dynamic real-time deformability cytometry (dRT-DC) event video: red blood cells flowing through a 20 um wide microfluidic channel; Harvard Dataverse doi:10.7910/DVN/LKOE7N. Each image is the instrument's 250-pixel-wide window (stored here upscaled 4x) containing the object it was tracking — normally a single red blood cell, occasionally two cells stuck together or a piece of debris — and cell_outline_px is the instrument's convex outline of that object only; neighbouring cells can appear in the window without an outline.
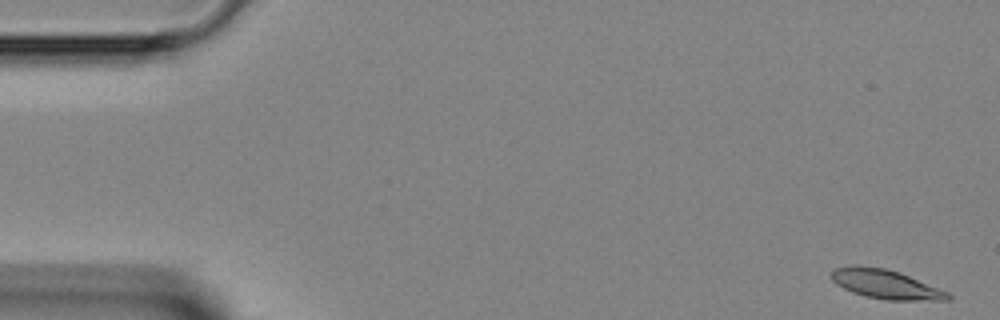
{"species": "Egyptian fruit bat (a non-hibernating species)", "species_latin": "Rousettus aegyptiacus", "temperature_condition": "room temperature", "stored_images_in_passage": 45, "camera_frame_rate_fps": 3000, "um_per_image_px": 0.085, "animal": {"sex": "female"}, "frame": {"image": 1, "passage_image": 1, "time_ms": 0.0, "image_size_px": [1000, 320], "cell_outline_px": [[952, 296], [948, 300], [884, 300], [864, 296], [852, 292], [836, 284], [832, 280], [832, 268], [852, 264], [856, 264], [884, 268], [900, 272], [948, 292]], "centroid_in_image_um": [75.24, 24.14], "position_along_channel_um": 9.8, "area_um2": 19.94}}
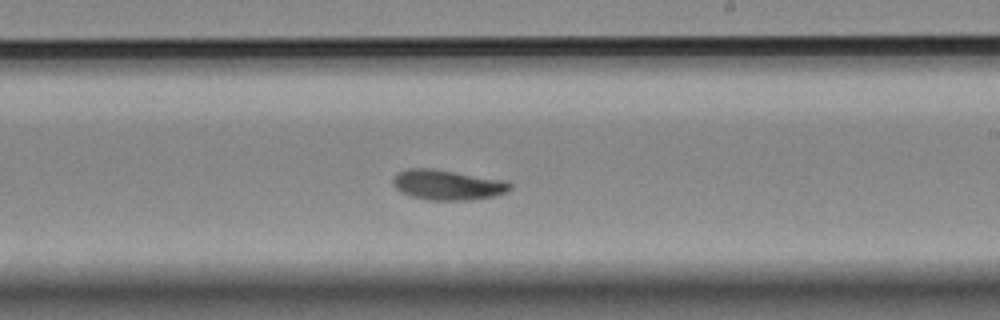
{"frame": {"image": 2, "passage_image": 26, "time_ms": 8.333, "image_size_px": [1000, 320], "cell_outline_px": [[512, 188], [504, 192], [492, 196], [472, 200], [424, 200], [400, 192], [392, 184], [392, 176], [396, 172], [408, 168], [432, 168], [508, 180], [512, 184]], "centroid_in_image_um": [38.0, 15.7], "position_along_channel_um": 251.0, "area_um2": 20.92}}
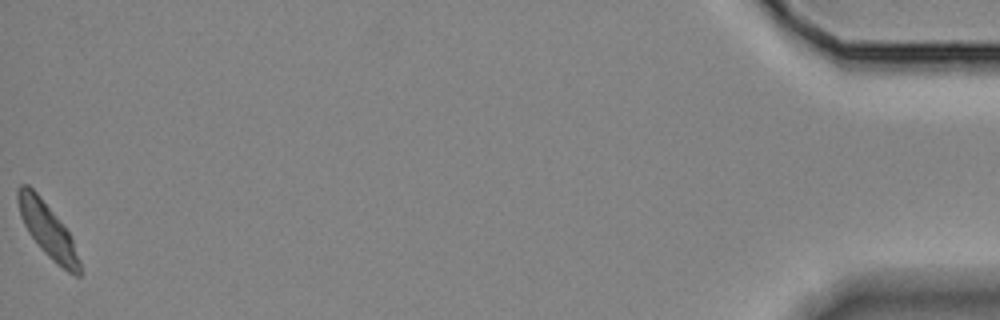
{"frame": {"image": 3, "passage_image": 45, "time_ms": 14.667, "image_size_px": [1000, 320], "cell_outline_px": [[84, 272], [80, 276], [76, 276], [68, 272], [52, 260], [40, 248], [28, 232], [20, 216], [16, 200], [16, 188], [20, 184], [28, 184], [40, 196], [72, 236]], "centroid_in_image_um": [4.06, 19.56], "position_along_channel_um": 431.1, "area_um2": 19.83}}